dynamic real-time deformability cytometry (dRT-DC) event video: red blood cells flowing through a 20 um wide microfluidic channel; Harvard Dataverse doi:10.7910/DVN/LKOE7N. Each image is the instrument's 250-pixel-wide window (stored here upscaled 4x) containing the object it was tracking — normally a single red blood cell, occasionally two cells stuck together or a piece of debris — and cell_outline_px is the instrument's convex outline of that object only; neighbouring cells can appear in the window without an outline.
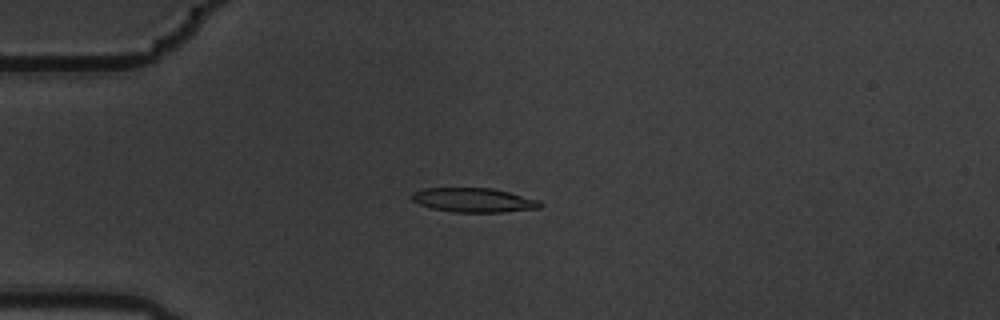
{"species": "common noctule bat (a hibernating species)", "species_latin": "Nyctalus noctula", "temperature_condition": "warm", "stored_images_in_passage": 8, "camera_frame_rate_fps": 3000, "um_per_image_px": 0.085, "animal": {"sex": "male", "body_mass_g": 19.5, "forearm_length_mm": 54.6}, "frame": {"image": 1, "passage_image": 5, "time_ms": 1.333, "image_size_px": [1000, 320], "cell_outline_px": [[544, 204], [540, 208], [504, 212], [452, 212], [432, 208], [420, 204], [412, 200], [408, 196], [412, 192], [424, 188], [492, 188], [540, 200]], "centroid_in_image_um": [40.25, 17.01], "position_along_channel_um": 44.7, "area_um2": 18.26}}
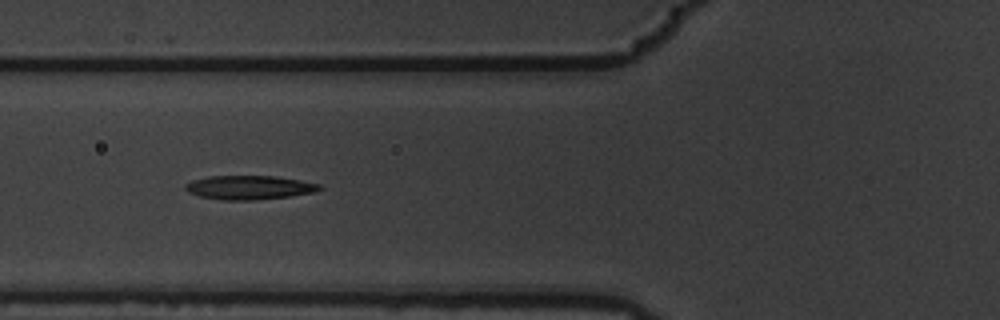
{"frame": {"image": 2, "passage_image": 7, "time_ms": 2.0, "image_size_px": [1000, 320], "cell_outline_px": [[324, 188], [312, 192], [288, 196], [256, 200], [224, 200], [200, 196], [188, 192], [184, 188], [184, 184], [192, 180], [208, 176], [276, 176], [300, 180], [320, 184]], "centroid_in_image_um": [21.16, 15.93], "position_along_channel_um": 104.6, "area_um2": 18.67}}
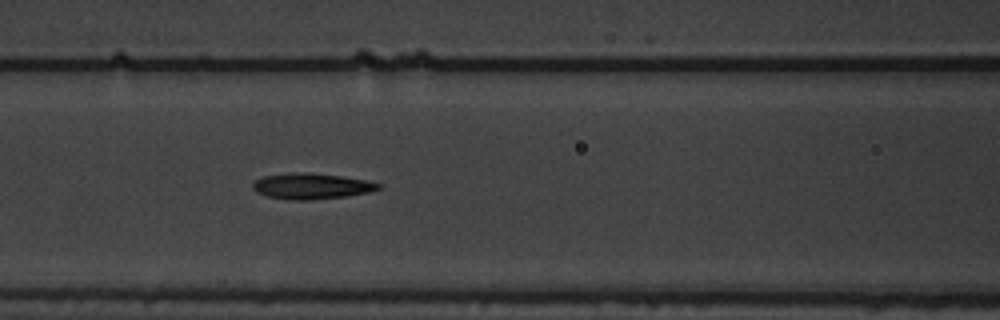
{"frame": {"image": 3, "passage_image": 8, "time_ms": 2.333, "image_size_px": [1000, 320], "cell_outline_px": [[380, 188], [368, 192], [348, 196], [312, 200], [288, 200], [264, 196], [256, 192], [252, 188], [252, 184], [256, 180], [264, 176], [288, 172], [308, 172], [340, 176], [368, 180], [380, 184]], "centroid_in_image_um": [26.43, 15.82], "position_along_channel_um": 140.2, "area_um2": 19.13}}